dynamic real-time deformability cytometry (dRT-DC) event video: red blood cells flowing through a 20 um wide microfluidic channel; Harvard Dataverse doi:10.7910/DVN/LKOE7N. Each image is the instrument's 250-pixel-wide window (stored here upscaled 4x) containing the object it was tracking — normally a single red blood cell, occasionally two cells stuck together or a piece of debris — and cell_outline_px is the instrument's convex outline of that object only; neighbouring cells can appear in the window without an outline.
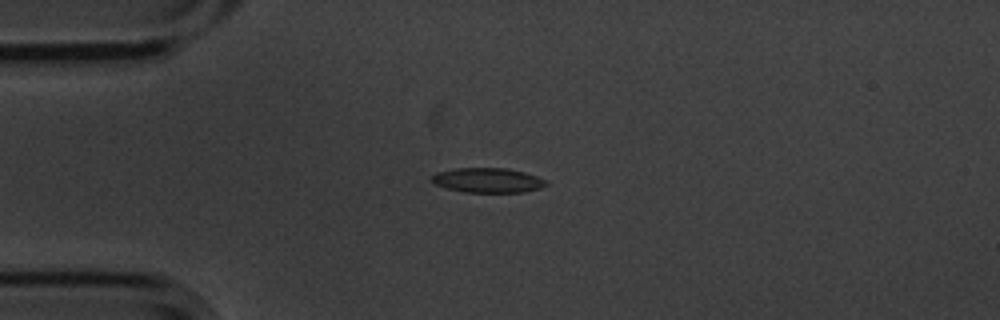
{"species": "common noctule bat (a hibernating species)", "species_latin": "Nyctalus noctula", "temperature_condition": "cold", "stored_images_in_passage": 8, "camera_frame_rate_fps": 3000, "um_per_image_px": 0.085, "animal": {"sex": "male", "body_mass_g": 20.1, "forearm_length_mm": 53.5}, "frame": {"image": 1, "passage_image": 5, "time_ms": 1.333, "image_size_px": [1000, 320], "cell_outline_px": [[548, 184], [540, 188], [524, 192], [464, 192], [448, 188], [436, 184], [432, 180], [432, 176], [436, 172], [456, 168], [508, 168], [524, 172], [548, 180]], "centroid_in_image_um": [41.5, 15.32], "position_along_channel_um": 43.5, "area_um2": 16.42}}
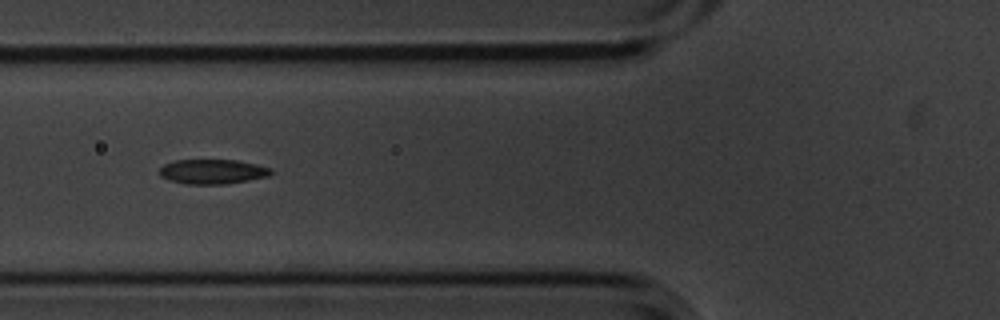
{"frame": {"image": 2, "passage_image": 7, "time_ms": 2.0, "image_size_px": [1000, 320], "cell_outline_px": [[272, 172], [268, 176], [248, 180], [224, 184], [184, 184], [168, 180], [160, 176], [160, 168], [164, 164], [176, 160], [236, 160], [256, 164], [272, 168]], "centroid_in_image_um": [18.05, 14.59], "position_along_channel_um": 107.8, "area_um2": 16.01}}
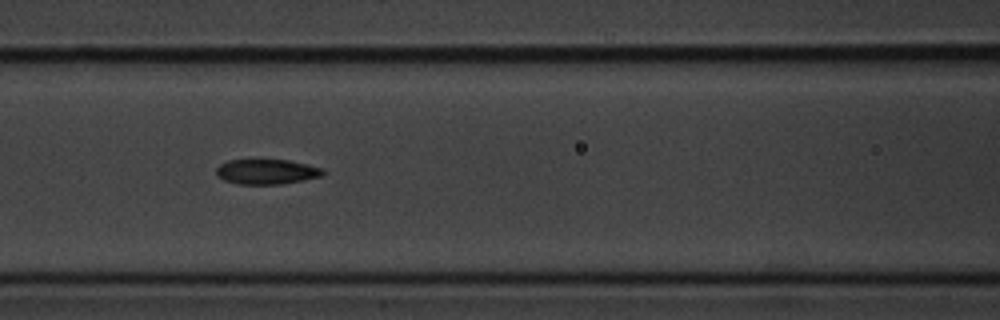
{"frame": {"image": 3, "passage_image": 8, "time_ms": 2.333, "image_size_px": [1000, 320], "cell_outline_px": [[324, 176], [304, 180], [280, 184], [236, 184], [224, 180], [216, 176], [216, 168], [220, 164], [228, 160], [288, 160], [324, 168]], "centroid_in_image_um": [22.66, 14.6], "position_along_channel_um": 143.9, "area_um2": 15.66}}